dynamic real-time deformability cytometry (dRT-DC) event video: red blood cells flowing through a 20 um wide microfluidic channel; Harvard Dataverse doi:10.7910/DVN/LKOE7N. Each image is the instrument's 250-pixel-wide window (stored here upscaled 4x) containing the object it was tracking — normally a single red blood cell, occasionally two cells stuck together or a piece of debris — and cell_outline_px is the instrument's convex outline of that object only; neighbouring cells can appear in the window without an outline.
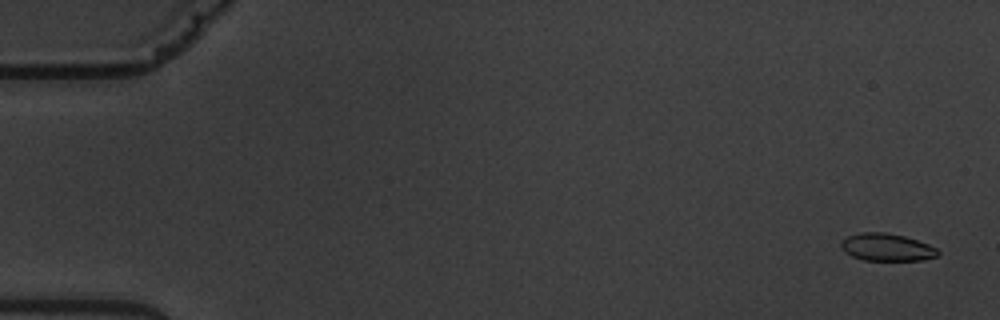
{"species": "common noctule bat (a hibernating species)", "species_latin": "Nyctalus noctula", "temperature_condition": "warm", "stored_images_in_passage": 5, "camera_frame_rate_fps": 3000, "um_per_image_px": 0.085, "animal": {"sex": "male", "body_mass_g": 19.5, "forearm_length_mm": 54.6}, "frame": {"image": 1, "passage_image": 1, "time_ms": 0.0, "image_size_px": [1000, 320], "cell_outline_px": [[940, 252], [936, 256], [924, 260], [864, 260], [852, 256], [844, 252], [840, 244], [848, 236], [860, 232], [884, 232], [904, 236], [928, 244], [936, 248]], "centroid_in_image_um": [75.37, 21.02], "position_along_channel_um": 9.6, "area_um2": 15.37}}